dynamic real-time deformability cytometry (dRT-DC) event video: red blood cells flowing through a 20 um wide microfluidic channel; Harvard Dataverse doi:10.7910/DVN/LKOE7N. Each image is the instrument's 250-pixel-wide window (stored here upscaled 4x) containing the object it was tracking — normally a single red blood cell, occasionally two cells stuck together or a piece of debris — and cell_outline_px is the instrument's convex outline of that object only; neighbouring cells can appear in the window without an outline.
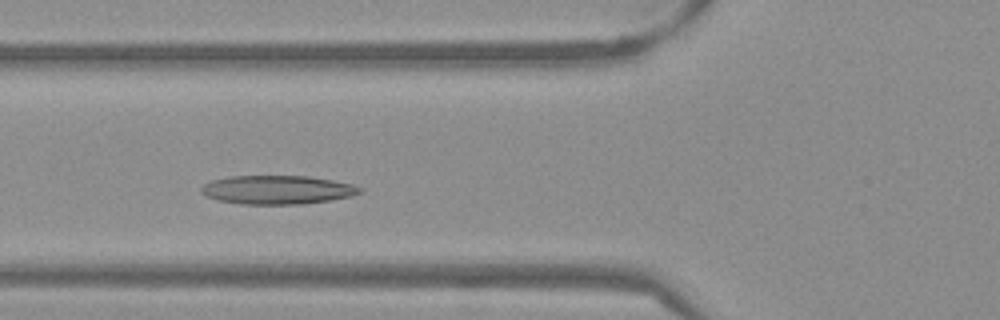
{"species": "Egyptian fruit bat (a non-hibernating species)", "species_latin": "Rousettus aegyptiacus", "temperature_condition": "warm", "stored_images_in_passage": 47, "camera_frame_rate_fps": 3000, "um_per_image_px": 0.085, "frame": {"image": 1, "passage_image": 14, "time_ms": 4.333, "image_size_px": [1000, 320], "cell_outline_px": [[364, 188], [360, 192], [352, 196], [328, 200], [300, 204], [240, 204], [220, 200], [208, 196], [200, 192], [200, 188], [204, 184], [212, 180], [232, 176], [308, 176], [332, 180], [352, 184]], "centroid_in_image_um": [23.58, 16.13], "position_along_channel_um": 102.2, "area_um2": 26.36}}
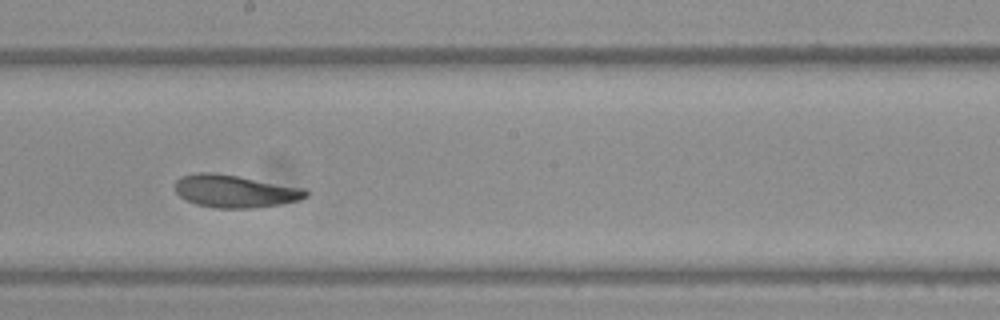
{"frame": {"image": 2, "passage_image": 24, "time_ms": 7.667, "image_size_px": [1000, 320], "cell_outline_px": [[308, 196], [300, 200], [280, 204], [252, 208], [212, 208], [196, 204], [180, 196], [176, 192], [176, 180], [180, 176], [196, 172], [212, 172], [236, 176], [304, 188], [308, 192]], "centroid_in_image_um": [19.96, 16.25], "position_along_channel_um": 228.2, "area_um2": 24.74}}
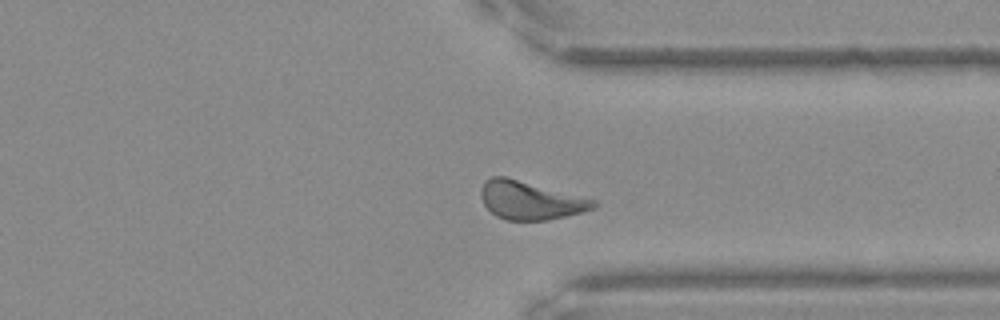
{"frame": {"image": 3, "passage_image": 35, "time_ms": 11.333, "image_size_px": [1000, 320], "cell_outline_px": [[600, 204], [596, 208], [564, 216], [544, 220], [508, 220], [496, 216], [484, 204], [480, 196], [480, 188], [484, 180], [492, 176], [504, 176], [596, 200]], "centroid_in_image_um": [45.05, 17.02], "position_along_channel_um": 366.3, "area_um2": 24.91}, "authors_computed_cell_mechanics": {"area_um2": 25.0274, "velocity_mm_per_s": 3.7738, "shape_relaxation_time_tau1_ms": 4.8028, "shape_relaxation_time_tau2_ms": 2.6289, "deformation_change_tau1": 0.1496, "deformation_change_tau2": 0.0954}}